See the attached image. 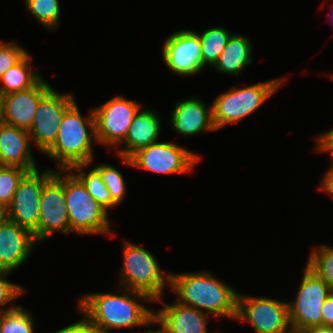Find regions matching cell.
I'll use <instances>...</instances> for the list:
<instances>
[{"mask_svg":"<svg viewBox=\"0 0 333 333\" xmlns=\"http://www.w3.org/2000/svg\"><path fill=\"white\" fill-rule=\"evenodd\" d=\"M161 125L159 114L141 107L133 118L125 140L116 148L118 157L130 158L138 150L159 142ZM121 145L124 147L119 149Z\"/></svg>","mask_w":333,"mask_h":333,"instance_id":"obj_20","label":"cell"},{"mask_svg":"<svg viewBox=\"0 0 333 333\" xmlns=\"http://www.w3.org/2000/svg\"><path fill=\"white\" fill-rule=\"evenodd\" d=\"M5 217V211L0 208V221Z\"/></svg>","mask_w":333,"mask_h":333,"instance_id":"obj_38","label":"cell"},{"mask_svg":"<svg viewBox=\"0 0 333 333\" xmlns=\"http://www.w3.org/2000/svg\"><path fill=\"white\" fill-rule=\"evenodd\" d=\"M140 108V102L127 99L124 95H116L93 108L97 143L108 149L117 148L125 140Z\"/></svg>","mask_w":333,"mask_h":333,"instance_id":"obj_11","label":"cell"},{"mask_svg":"<svg viewBox=\"0 0 333 333\" xmlns=\"http://www.w3.org/2000/svg\"><path fill=\"white\" fill-rule=\"evenodd\" d=\"M162 57L167 68L180 76H192L205 69L199 34L193 30L170 34L163 43Z\"/></svg>","mask_w":333,"mask_h":333,"instance_id":"obj_14","label":"cell"},{"mask_svg":"<svg viewBox=\"0 0 333 333\" xmlns=\"http://www.w3.org/2000/svg\"><path fill=\"white\" fill-rule=\"evenodd\" d=\"M315 142L314 150L316 152L330 153V158L333 160V129L317 135Z\"/></svg>","mask_w":333,"mask_h":333,"instance_id":"obj_33","label":"cell"},{"mask_svg":"<svg viewBox=\"0 0 333 333\" xmlns=\"http://www.w3.org/2000/svg\"><path fill=\"white\" fill-rule=\"evenodd\" d=\"M32 61L27 53L0 77V96L31 88L42 79V75L32 69Z\"/></svg>","mask_w":333,"mask_h":333,"instance_id":"obj_22","label":"cell"},{"mask_svg":"<svg viewBox=\"0 0 333 333\" xmlns=\"http://www.w3.org/2000/svg\"><path fill=\"white\" fill-rule=\"evenodd\" d=\"M160 298L154 302H162L164 307L154 311V318L169 333H209L208 319L210 315L193 307L177 302L166 304Z\"/></svg>","mask_w":333,"mask_h":333,"instance_id":"obj_19","label":"cell"},{"mask_svg":"<svg viewBox=\"0 0 333 333\" xmlns=\"http://www.w3.org/2000/svg\"><path fill=\"white\" fill-rule=\"evenodd\" d=\"M253 46L242 34H232L213 68L221 74L239 76L251 64Z\"/></svg>","mask_w":333,"mask_h":333,"instance_id":"obj_21","label":"cell"},{"mask_svg":"<svg viewBox=\"0 0 333 333\" xmlns=\"http://www.w3.org/2000/svg\"><path fill=\"white\" fill-rule=\"evenodd\" d=\"M331 161L332 164L322 176L323 178L320 180L321 184L319 189L323 190L333 199V160Z\"/></svg>","mask_w":333,"mask_h":333,"instance_id":"obj_35","label":"cell"},{"mask_svg":"<svg viewBox=\"0 0 333 333\" xmlns=\"http://www.w3.org/2000/svg\"><path fill=\"white\" fill-rule=\"evenodd\" d=\"M332 4H333V2H332ZM332 4H330L331 6L330 7H332V12H333V5ZM332 16L331 17H333V13L331 14Z\"/></svg>","mask_w":333,"mask_h":333,"instance_id":"obj_39","label":"cell"},{"mask_svg":"<svg viewBox=\"0 0 333 333\" xmlns=\"http://www.w3.org/2000/svg\"><path fill=\"white\" fill-rule=\"evenodd\" d=\"M36 244L29 230L4 217L0 221V270L12 273L18 269Z\"/></svg>","mask_w":333,"mask_h":333,"instance_id":"obj_16","label":"cell"},{"mask_svg":"<svg viewBox=\"0 0 333 333\" xmlns=\"http://www.w3.org/2000/svg\"><path fill=\"white\" fill-rule=\"evenodd\" d=\"M124 165L159 174H187L199 162V154L174 141H160L138 150L130 158L119 157Z\"/></svg>","mask_w":333,"mask_h":333,"instance_id":"obj_7","label":"cell"},{"mask_svg":"<svg viewBox=\"0 0 333 333\" xmlns=\"http://www.w3.org/2000/svg\"><path fill=\"white\" fill-rule=\"evenodd\" d=\"M76 103L64 113L56 141L45 153L59 170L91 164L95 158L93 144L97 140L93 108L83 116Z\"/></svg>","mask_w":333,"mask_h":333,"instance_id":"obj_3","label":"cell"},{"mask_svg":"<svg viewBox=\"0 0 333 333\" xmlns=\"http://www.w3.org/2000/svg\"><path fill=\"white\" fill-rule=\"evenodd\" d=\"M284 78L278 77L241 88L232 87L216 96L211 103L216 130L252 115L283 86Z\"/></svg>","mask_w":333,"mask_h":333,"instance_id":"obj_5","label":"cell"},{"mask_svg":"<svg viewBox=\"0 0 333 333\" xmlns=\"http://www.w3.org/2000/svg\"><path fill=\"white\" fill-rule=\"evenodd\" d=\"M10 274L0 270V314L15 309L18 306L14 304L15 300L26 292L24 287L7 280ZM8 304L11 306L5 308Z\"/></svg>","mask_w":333,"mask_h":333,"instance_id":"obj_30","label":"cell"},{"mask_svg":"<svg viewBox=\"0 0 333 333\" xmlns=\"http://www.w3.org/2000/svg\"><path fill=\"white\" fill-rule=\"evenodd\" d=\"M27 130L0 121V166H16L28 172L38 169Z\"/></svg>","mask_w":333,"mask_h":333,"instance_id":"obj_18","label":"cell"},{"mask_svg":"<svg viewBox=\"0 0 333 333\" xmlns=\"http://www.w3.org/2000/svg\"><path fill=\"white\" fill-rule=\"evenodd\" d=\"M27 11L40 25L54 30L60 25V0H24Z\"/></svg>","mask_w":333,"mask_h":333,"instance_id":"obj_25","label":"cell"},{"mask_svg":"<svg viewBox=\"0 0 333 333\" xmlns=\"http://www.w3.org/2000/svg\"><path fill=\"white\" fill-rule=\"evenodd\" d=\"M27 172L16 166H0V208L4 211L10 205L19 181Z\"/></svg>","mask_w":333,"mask_h":333,"instance_id":"obj_28","label":"cell"},{"mask_svg":"<svg viewBox=\"0 0 333 333\" xmlns=\"http://www.w3.org/2000/svg\"><path fill=\"white\" fill-rule=\"evenodd\" d=\"M198 34L201 43L203 66L210 65V67H213L232 33L228 29L217 25V27H209Z\"/></svg>","mask_w":333,"mask_h":333,"instance_id":"obj_23","label":"cell"},{"mask_svg":"<svg viewBox=\"0 0 333 333\" xmlns=\"http://www.w3.org/2000/svg\"><path fill=\"white\" fill-rule=\"evenodd\" d=\"M75 102L72 93H59L53 87L39 100L28 132L43 154L55 143L63 115Z\"/></svg>","mask_w":333,"mask_h":333,"instance_id":"obj_12","label":"cell"},{"mask_svg":"<svg viewBox=\"0 0 333 333\" xmlns=\"http://www.w3.org/2000/svg\"><path fill=\"white\" fill-rule=\"evenodd\" d=\"M120 294L110 292L86 293L77 302L78 311L84 313L105 333L114 329L157 325L154 310L143 304L154 301L145 293L118 287ZM123 292V294H121ZM140 300V301H139Z\"/></svg>","mask_w":333,"mask_h":333,"instance_id":"obj_1","label":"cell"},{"mask_svg":"<svg viewBox=\"0 0 333 333\" xmlns=\"http://www.w3.org/2000/svg\"><path fill=\"white\" fill-rule=\"evenodd\" d=\"M51 88L52 86L42 78L31 88L0 96V121L28 131L39 100Z\"/></svg>","mask_w":333,"mask_h":333,"instance_id":"obj_15","label":"cell"},{"mask_svg":"<svg viewBox=\"0 0 333 333\" xmlns=\"http://www.w3.org/2000/svg\"><path fill=\"white\" fill-rule=\"evenodd\" d=\"M157 324L159 325V328L157 330L150 328L148 330L145 329V331H143L142 333H169L160 322L157 321Z\"/></svg>","mask_w":333,"mask_h":333,"instance_id":"obj_37","label":"cell"},{"mask_svg":"<svg viewBox=\"0 0 333 333\" xmlns=\"http://www.w3.org/2000/svg\"><path fill=\"white\" fill-rule=\"evenodd\" d=\"M170 125L174 132L181 136H195L202 132L216 131L212 118V106L199 97H191L176 102L171 116Z\"/></svg>","mask_w":333,"mask_h":333,"instance_id":"obj_17","label":"cell"},{"mask_svg":"<svg viewBox=\"0 0 333 333\" xmlns=\"http://www.w3.org/2000/svg\"><path fill=\"white\" fill-rule=\"evenodd\" d=\"M82 318L75 323L65 326L52 333H105L101 328L95 325L84 313Z\"/></svg>","mask_w":333,"mask_h":333,"instance_id":"obj_32","label":"cell"},{"mask_svg":"<svg viewBox=\"0 0 333 333\" xmlns=\"http://www.w3.org/2000/svg\"><path fill=\"white\" fill-rule=\"evenodd\" d=\"M314 248L308 255L306 265L333 291V246L320 244Z\"/></svg>","mask_w":333,"mask_h":333,"instance_id":"obj_27","label":"cell"},{"mask_svg":"<svg viewBox=\"0 0 333 333\" xmlns=\"http://www.w3.org/2000/svg\"><path fill=\"white\" fill-rule=\"evenodd\" d=\"M122 247L120 287L145 293L153 301L164 297V289L170 286V273H166L144 247L128 240L123 241Z\"/></svg>","mask_w":333,"mask_h":333,"instance_id":"obj_4","label":"cell"},{"mask_svg":"<svg viewBox=\"0 0 333 333\" xmlns=\"http://www.w3.org/2000/svg\"><path fill=\"white\" fill-rule=\"evenodd\" d=\"M170 288L178 297L175 300L181 304L211 317L236 319L239 293L209 271L170 272Z\"/></svg>","mask_w":333,"mask_h":333,"instance_id":"obj_2","label":"cell"},{"mask_svg":"<svg viewBox=\"0 0 333 333\" xmlns=\"http://www.w3.org/2000/svg\"><path fill=\"white\" fill-rule=\"evenodd\" d=\"M28 52L17 43L0 41V77Z\"/></svg>","mask_w":333,"mask_h":333,"instance_id":"obj_31","label":"cell"},{"mask_svg":"<svg viewBox=\"0 0 333 333\" xmlns=\"http://www.w3.org/2000/svg\"><path fill=\"white\" fill-rule=\"evenodd\" d=\"M38 168L27 172L19 181L5 217L29 230L38 243V222L43 184L54 174V169Z\"/></svg>","mask_w":333,"mask_h":333,"instance_id":"obj_10","label":"cell"},{"mask_svg":"<svg viewBox=\"0 0 333 333\" xmlns=\"http://www.w3.org/2000/svg\"><path fill=\"white\" fill-rule=\"evenodd\" d=\"M32 312L19 305L0 314V333H36Z\"/></svg>","mask_w":333,"mask_h":333,"instance_id":"obj_26","label":"cell"},{"mask_svg":"<svg viewBox=\"0 0 333 333\" xmlns=\"http://www.w3.org/2000/svg\"><path fill=\"white\" fill-rule=\"evenodd\" d=\"M101 175L112 200L117 204H121L126 196L127 185L124 175L110 164L101 163L94 167Z\"/></svg>","mask_w":333,"mask_h":333,"instance_id":"obj_29","label":"cell"},{"mask_svg":"<svg viewBox=\"0 0 333 333\" xmlns=\"http://www.w3.org/2000/svg\"><path fill=\"white\" fill-rule=\"evenodd\" d=\"M64 194L70 233L115 236L108 211L91 197L85 185L71 170H64Z\"/></svg>","mask_w":333,"mask_h":333,"instance_id":"obj_6","label":"cell"},{"mask_svg":"<svg viewBox=\"0 0 333 333\" xmlns=\"http://www.w3.org/2000/svg\"><path fill=\"white\" fill-rule=\"evenodd\" d=\"M54 232L70 234V221L64 194V170H54V174L43 184L38 244L51 238Z\"/></svg>","mask_w":333,"mask_h":333,"instance_id":"obj_13","label":"cell"},{"mask_svg":"<svg viewBox=\"0 0 333 333\" xmlns=\"http://www.w3.org/2000/svg\"><path fill=\"white\" fill-rule=\"evenodd\" d=\"M236 321L251 325L255 333H291L288 301L239 293Z\"/></svg>","mask_w":333,"mask_h":333,"instance_id":"obj_8","label":"cell"},{"mask_svg":"<svg viewBox=\"0 0 333 333\" xmlns=\"http://www.w3.org/2000/svg\"><path fill=\"white\" fill-rule=\"evenodd\" d=\"M89 164H78L70 170L82 181L91 197L107 211L118 205L112 200L109 190L104 184L100 173L92 168L86 173L83 171ZM77 172V173H76Z\"/></svg>","mask_w":333,"mask_h":333,"instance_id":"obj_24","label":"cell"},{"mask_svg":"<svg viewBox=\"0 0 333 333\" xmlns=\"http://www.w3.org/2000/svg\"><path fill=\"white\" fill-rule=\"evenodd\" d=\"M322 326H333V292L324 301L321 308Z\"/></svg>","mask_w":333,"mask_h":333,"instance_id":"obj_34","label":"cell"},{"mask_svg":"<svg viewBox=\"0 0 333 333\" xmlns=\"http://www.w3.org/2000/svg\"><path fill=\"white\" fill-rule=\"evenodd\" d=\"M300 333H333V326H322L321 325L319 327L300 331Z\"/></svg>","mask_w":333,"mask_h":333,"instance_id":"obj_36","label":"cell"},{"mask_svg":"<svg viewBox=\"0 0 333 333\" xmlns=\"http://www.w3.org/2000/svg\"><path fill=\"white\" fill-rule=\"evenodd\" d=\"M302 271L303 277L295 300L288 301L290 323L296 332L322 325L321 308L333 292L307 265Z\"/></svg>","mask_w":333,"mask_h":333,"instance_id":"obj_9","label":"cell"}]
</instances>
